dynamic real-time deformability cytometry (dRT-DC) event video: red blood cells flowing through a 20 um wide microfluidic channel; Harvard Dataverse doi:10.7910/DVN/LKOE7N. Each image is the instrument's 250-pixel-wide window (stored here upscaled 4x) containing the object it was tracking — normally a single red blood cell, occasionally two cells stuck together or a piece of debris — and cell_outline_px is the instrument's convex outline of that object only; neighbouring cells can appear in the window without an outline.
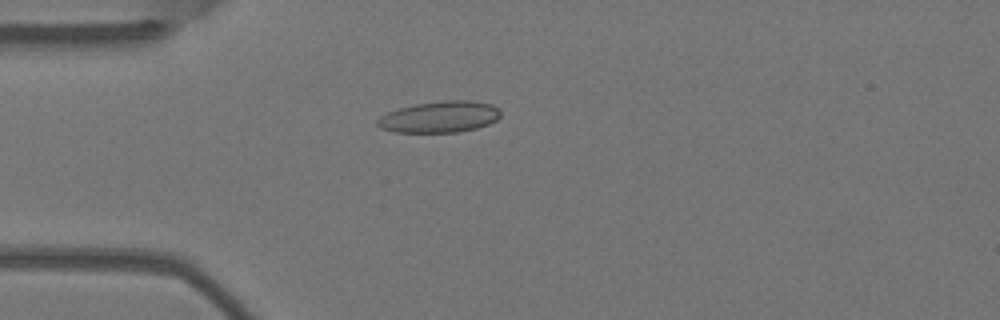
{"species": "Egyptian fruit bat (a non-hibernating species)", "species_latin": "Rousettus aegyptiacus", "temperature_condition": "warm", "stored_images_in_passage": 1, "camera_frame_rate_fps": 3000, "um_per_image_px": 0.085, "animal": {"sex": "female"}, "frame": {"image": 1, "passage_image": 1, "time_ms": 0.0, "image_size_px": [1000, 320], "cell_outline_px": [[500, 116], [496, 120], [488, 124], [476, 128], [456, 132], [396, 132], [380, 128], [376, 124], [376, 120], [380, 116], [388, 112], [400, 108], [416, 104], [444, 100], [472, 100], [492, 104], [500, 108]], "centroid_in_image_um": [37.38, 9.93], "position_along_channel_um": 47.6, "area_um2": 22.54}}